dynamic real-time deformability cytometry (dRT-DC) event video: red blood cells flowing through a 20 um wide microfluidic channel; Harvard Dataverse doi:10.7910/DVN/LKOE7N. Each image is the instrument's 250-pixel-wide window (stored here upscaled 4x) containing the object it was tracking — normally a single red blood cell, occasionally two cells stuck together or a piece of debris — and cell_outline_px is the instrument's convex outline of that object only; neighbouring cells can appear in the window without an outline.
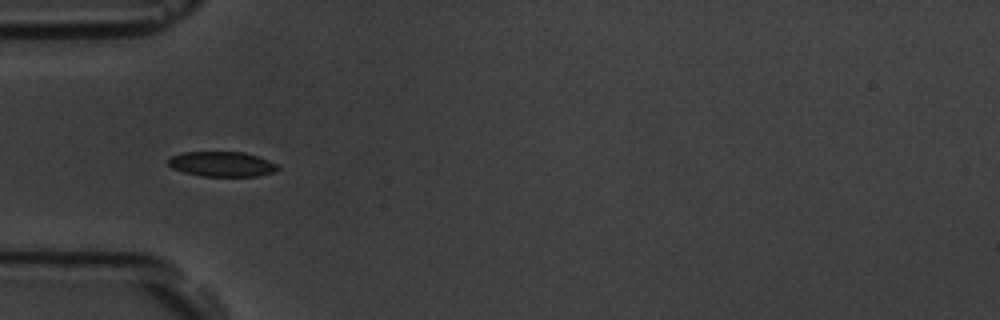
{"species": "common noctule bat (a hibernating species)", "species_latin": "Nyctalus noctula", "temperature_condition": "room temperature", "stored_images_in_passage": 3, "camera_frame_rate_fps": 3000, "um_per_image_px": 0.085, "animal": {"sex": "male", "body_mass_g": 19.5, "forearm_length_mm": 54.6}, "frame": {"image": 1, "passage_image": 2, "time_ms": 1.0, "image_size_px": [1000, 320], "cell_outline_px": [[280, 168], [272, 172], [256, 176], [204, 176], [184, 172], [172, 168], [168, 164], [168, 160], [172, 156], [180, 152], [244, 152], [268, 160], [276, 164]], "centroid_in_image_um": [18.83, 13.94], "position_along_channel_um": 66.2, "area_um2": 15.78}}
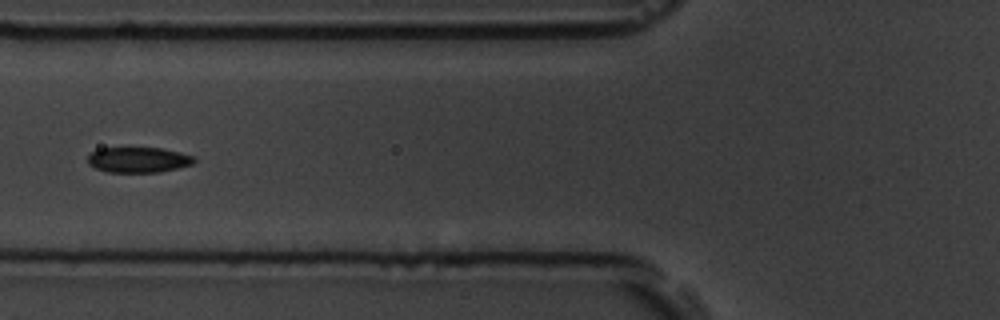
{"frame": {"image": 2, "passage_image": 3, "time_ms": 2.333, "image_size_px": [1000, 320], "cell_outline_px": [[196, 160], [192, 164], [160, 172], [108, 172], [96, 168], [88, 164], [88, 156], [92, 152], [100, 148], [164, 148], [196, 156]], "centroid_in_image_um": [11.79, 13.58], "position_along_channel_um": 114.0, "area_um2": 15.78}}